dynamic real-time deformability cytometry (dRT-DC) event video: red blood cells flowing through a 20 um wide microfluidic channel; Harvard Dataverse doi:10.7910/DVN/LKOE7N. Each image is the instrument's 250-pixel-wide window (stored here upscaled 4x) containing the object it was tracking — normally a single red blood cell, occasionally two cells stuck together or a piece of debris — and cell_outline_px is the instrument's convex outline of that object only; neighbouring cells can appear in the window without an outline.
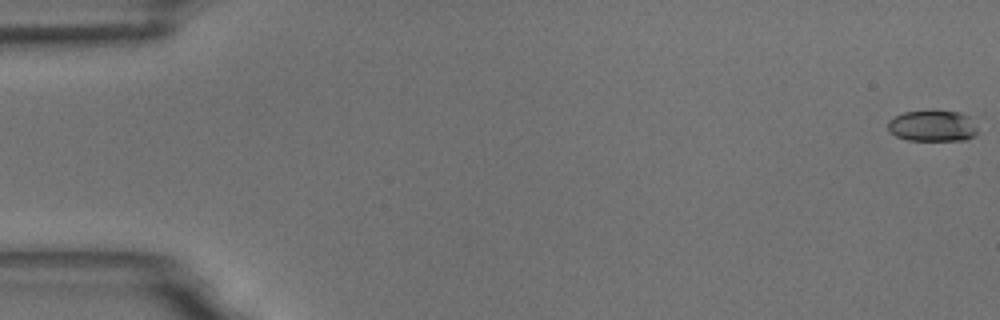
{"species": "common noctule bat (a hibernating species)", "species_latin": "Nyctalus noctula", "temperature_condition": "room temperature", "stored_images_in_passage": 14, "camera_frame_rate_fps": 3000, "um_per_image_px": 0.085, "animal": {"sex": "male", "body_mass_g": 18.8}, "frame": {"image": 1, "passage_image": 1, "time_ms": 0.0, "image_size_px": [1000, 320], "cell_outline_px": [[976, 132], [972, 136], [964, 140], [908, 140], [896, 136], [888, 132], [888, 120], [904, 112], [932, 108], [960, 112], [968, 116], [976, 128]], "centroid_in_image_um": [79.21, 10.66], "position_along_channel_um": 5.8, "area_um2": 16.65}}